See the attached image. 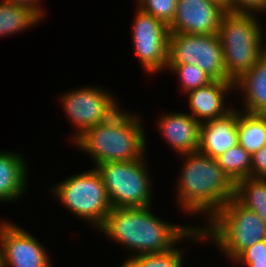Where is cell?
Instances as JSON below:
<instances>
[{
	"instance_id": "30",
	"label": "cell",
	"mask_w": 266,
	"mask_h": 267,
	"mask_svg": "<svg viewBox=\"0 0 266 267\" xmlns=\"http://www.w3.org/2000/svg\"><path fill=\"white\" fill-rule=\"evenodd\" d=\"M261 13H266V10L260 12V14H261ZM263 31H264V30H263V28L261 27V44H262V51H263V54L266 55V44L264 45L265 40H266V38H265L266 33L264 34ZM265 31H266V29H265ZM263 34H264V35H263ZM264 38H265V39H264ZM263 41H264V42H263Z\"/></svg>"
},
{
	"instance_id": "12",
	"label": "cell",
	"mask_w": 266,
	"mask_h": 267,
	"mask_svg": "<svg viewBox=\"0 0 266 267\" xmlns=\"http://www.w3.org/2000/svg\"><path fill=\"white\" fill-rule=\"evenodd\" d=\"M176 6L170 33L218 34L221 18L226 13L209 0H177Z\"/></svg>"
},
{
	"instance_id": "23",
	"label": "cell",
	"mask_w": 266,
	"mask_h": 267,
	"mask_svg": "<svg viewBox=\"0 0 266 267\" xmlns=\"http://www.w3.org/2000/svg\"><path fill=\"white\" fill-rule=\"evenodd\" d=\"M166 69L178 77L180 88L184 93L207 85L212 79L197 65L193 64H167Z\"/></svg>"
},
{
	"instance_id": "22",
	"label": "cell",
	"mask_w": 266,
	"mask_h": 267,
	"mask_svg": "<svg viewBox=\"0 0 266 267\" xmlns=\"http://www.w3.org/2000/svg\"><path fill=\"white\" fill-rule=\"evenodd\" d=\"M183 249L173 247L162 253L131 256L119 267H183Z\"/></svg>"
},
{
	"instance_id": "19",
	"label": "cell",
	"mask_w": 266,
	"mask_h": 267,
	"mask_svg": "<svg viewBox=\"0 0 266 267\" xmlns=\"http://www.w3.org/2000/svg\"><path fill=\"white\" fill-rule=\"evenodd\" d=\"M234 198L266 222V179L243 178L235 183Z\"/></svg>"
},
{
	"instance_id": "20",
	"label": "cell",
	"mask_w": 266,
	"mask_h": 267,
	"mask_svg": "<svg viewBox=\"0 0 266 267\" xmlns=\"http://www.w3.org/2000/svg\"><path fill=\"white\" fill-rule=\"evenodd\" d=\"M30 9L0 0V37L11 36L40 24Z\"/></svg>"
},
{
	"instance_id": "11",
	"label": "cell",
	"mask_w": 266,
	"mask_h": 267,
	"mask_svg": "<svg viewBox=\"0 0 266 267\" xmlns=\"http://www.w3.org/2000/svg\"><path fill=\"white\" fill-rule=\"evenodd\" d=\"M47 252L29 231L9 221L0 223V267H52Z\"/></svg>"
},
{
	"instance_id": "9",
	"label": "cell",
	"mask_w": 266,
	"mask_h": 267,
	"mask_svg": "<svg viewBox=\"0 0 266 267\" xmlns=\"http://www.w3.org/2000/svg\"><path fill=\"white\" fill-rule=\"evenodd\" d=\"M168 64H193L212 80L231 81L225 72L218 34L170 33Z\"/></svg>"
},
{
	"instance_id": "1",
	"label": "cell",
	"mask_w": 266,
	"mask_h": 267,
	"mask_svg": "<svg viewBox=\"0 0 266 267\" xmlns=\"http://www.w3.org/2000/svg\"><path fill=\"white\" fill-rule=\"evenodd\" d=\"M151 208H112L97 231L109 237V240L134 250L130 256L166 252L184 239L204 242L201 225L169 223L155 216Z\"/></svg>"
},
{
	"instance_id": "10",
	"label": "cell",
	"mask_w": 266,
	"mask_h": 267,
	"mask_svg": "<svg viewBox=\"0 0 266 267\" xmlns=\"http://www.w3.org/2000/svg\"><path fill=\"white\" fill-rule=\"evenodd\" d=\"M136 9L132 22L135 54L144 72L160 73L168 64L169 26L139 7Z\"/></svg>"
},
{
	"instance_id": "16",
	"label": "cell",
	"mask_w": 266,
	"mask_h": 267,
	"mask_svg": "<svg viewBox=\"0 0 266 267\" xmlns=\"http://www.w3.org/2000/svg\"><path fill=\"white\" fill-rule=\"evenodd\" d=\"M22 153L0 152V201L14 202L28 189L27 160Z\"/></svg>"
},
{
	"instance_id": "8",
	"label": "cell",
	"mask_w": 266,
	"mask_h": 267,
	"mask_svg": "<svg viewBox=\"0 0 266 267\" xmlns=\"http://www.w3.org/2000/svg\"><path fill=\"white\" fill-rule=\"evenodd\" d=\"M99 87L82 86L71 89L59 97L66 118L75 132L70 140L74 142L86 130L110 119L121 108L114 94ZM75 134V135H74Z\"/></svg>"
},
{
	"instance_id": "31",
	"label": "cell",
	"mask_w": 266,
	"mask_h": 267,
	"mask_svg": "<svg viewBox=\"0 0 266 267\" xmlns=\"http://www.w3.org/2000/svg\"><path fill=\"white\" fill-rule=\"evenodd\" d=\"M248 267H266V260H255Z\"/></svg>"
},
{
	"instance_id": "5",
	"label": "cell",
	"mask_w": 266,
	"mask_h": 267,
	"mask_svg": "<svg viewBox=\"0 0 266 267\" xmlns=\"http://www.w3.org/2000/svg\"><path fill=\"white\" fill-rule=\"evenodd\" d=\"M253 13H225L220 22V39L226 76L233 82L249 71L264 55L261 23Z\"/></svg>"
},
{
	"instance_id": "14",
	"label": "cell",
	"mask_w": 266,
	"mask_h": 267,
	"mask_svg": "<svg viewBox=\"0 0 266 267\" xmlns=\"http://www.w3.org/2000/svg\"><path fill=\"white\" fill-rule=\"evenodd\" d=\"M159 118L156 122L159 133L176 154L198 151L201 123L191 114L168 112Z\"/></svg>"
},
{
	"instance_id": "24",
	"label": "cell",
	"mask_w": 266,
	"mask_h": 267,
	"mask_svg": "<svg viewBox=\"0 0 266 267\" xmlns=\"http://www.w3.org/2000/svg\"><path fill=\"white\" fill-rule=\"evenodd\" d=\"M137 7L151 14L166 25H170L175 17L177 0H136Z\"/></svg>"
},
{
	"instance_id": "15",
	"label": "cell",
	"mask_w": 266,
	"mask_h": 267,
	"mask_svg": "<svg viewBox=\"0 0 266 267\" xmlns=\"http://www.w3.org/2000/svg\"><path fill=\"white\" fill-rule=\"evenodd\" d=\"M238 144V109L225 116L202 122L198 151L216 159Z\"/></svg>"
},
{
	"instance_id": "3",
	"label": "cell",
	"mask_w": 266,
	"mask_h": 267,
	"mask_svg": "<svg viewBox=\"0 0 266 267\" xmlns=\"http://www.w3.org/2000/svg\"><path fill=\"white\" fill-rule=\"evenodd\" d=\"M122 109L107 121L86 130L72 143L90 155L96 166L140 160L146 155V133L140 115Z\"/></svg>"
},
{
	"instance_id": "26",
	"label": "cell",
	"mask_w": 266,
	"mask_h": 267,
	"mask_svg": "<svg viewBox=\"0 0 266 267\" xmlns=\"http://www.w3.org/2000/svg\"><path fill=\"white\" fill-rule=\"evenodd\" d=\"M251 177L266 179V145L252 155Z\"/></svg>"
},
{
	"instance_id": "27",
	"label": "cell",
	"mask_w": 266,
	"mask_h": 267,
	"mask_svg": "<svg viewBox=\"0 0 266 267\" xmlns=\"http://www.w3.org/2000/svg\"><path fill=\"white\" fill-rule=\"evenodd\" d=\"M266 10V0H234L235 13H260Z\"/></svg>"
},
{
	"instance_id": "25",
	"label": "cell",
	"mask_w": 266,
	"mask_h": 267,
	"mask_svg": "<svg viewBox=\"0 0 266 267\" xmlns=\"http://www.w3.org/2000/svg\"><path fill=\"white\" fill-rule=\"evenodd\" d=\"M255 260H266V240L245 249L233 262L248 267Z\"/></svg>"
},
{
	"instance_id": "4",
	"label": "cell",
	"mask_w": 266,
	"mask_h": 267,
	"mask_svg": "<svg viewBox=\"0 0 266 267\" xmlns=\"http://www.w3.org/2000/svg\"><path fill=\"white\" fill-rule=\"evenodd\" d=\"M205 223V242L212 241L231 262L245 249L266 240V222L234 197Z\"/></svg>"
},
{
	"instance_id": "21",
	"label": "cell",
	"mask_w": 266,
	"mask_h": 267,
	"mask_svg": "<svg viewBox=\"0 0 266 267\" xmlns=\"http://www.w3.org/2000/svg\"><path fill=\"white\" fill-rule=\"evenodd\" d=\"M216 160L234 184L238 180L251 177L252 155L239 144L228 149Z\"/></svg>"
},
{
	"instance_id": "6",
	"label": "cell",
	"mask_w": 266,
	"mask_h": 267,
	"mask_svg": "<svg viewBox=\"0 0 266 267\" xmlns=\"http://www.w3.org/2000/svg\"><path fill=\"white\" fill-rule=\"evenodd\" d=\"M50 192L66 210L99 229L112 209L103 180L95 167L52 186Z\"/></svg>"
},
{
	"instance_id": "18",
	"label": "cell",
	"mask_w": 266,
	"mask_h": 267,
	"mask_svg": "<svg viewBox=\"0 0 266 267\" xmlns=\"http://www.w3.org/2000/svg\"><path fill=\"white\" fill-rule=\"evenodd\" d=\"M238 109V144L251 155L266 145V114H249Z\"/></svg>"
},
{
	"instance_id": "7",
	"label": "cell",
	"mask_w": 266,
	"mask_h": 267,
	"mask_svg": "<svg viewBox=\"0 0 266 267\" xmlns=\"http://www.w3.org/2000/svg\"><path fill=\"white\" fill-rule=\"evenodd\" d=\"M145 157L94 166L103 180L112 208L152 206V180Z\"/></svg>"
},
{
	"instance_id": "29",
	"label": "cell",
	"mask_w": 266,
	"mask_h": 267,
	"mask_svg": "<svg viewBox=\"0 0 266 267\" xmlns=\"http://www.w3.org/2000/svg\"><path fill=\"white\" fill-rule=\"evenodd\" d=\"M218 5L222 10L227 12H234V0H209Z\"/></svg>"
},
{
	"instance_id": "28",
	"label": "cell",
	"mask_w": 266,
	"mask_h": 267,
	"mask_svg": "<svg viewBox=\"0 0 266 267\" xmlns=\"http://www.w3.org/2000/svg\"><path fill=\"white\" fill-rule=\"evenodd\" d=\"M9 3H13L15 5H19L30 9L33 13H35L41 20L45 19V12L43 11L42 0H3Z\"/></svg>"
},
{
	"instance_id": "17",
	"label": "cell",
	"mask_w": 266,
	"mask_h": 267,
	"mask_svg": "<svg viewBox=\"0 0 266 267\" xmlns=\"http://www.w3.org/2000/svg\"><path fill=\"white\" fill-rule=\"evenodd\" d=\"M234 90L241 91L243 97L242 112L249 114H266V55L238 80Z\"/></svg>"
},
{
	"instance_id": "2",
	"label": "cell",
	"mask_w": 266,
	"mask_h": 267,
	"mask_svg": "<svg viewBox=\"0 0 266 267\" xmlns=\"http://www.w3.org/2000/svg\"><path fill=\"white\" fill-rule=\"evenodd\" d=\"M180 156L184 165L176 180L177 206L192 216L204 213L209 220L234 197L235 184L216 159L199 151Z\"/></svg>"
},
{
	"instance_id": "13",
	"label": "cell",
	"mask_w": 266,
	"mask_h": 267,
	"mask_svg": "<svg viewBox=\"0 0 266 267\" xmlns=\"http://www.w3.org/2000/svg\"><path fill=\"white\" fill-rule=\"evenodd\" d=\"M234 91L233 81L212 80L207 85L187 92L189 114L200 123L225 116L234 107L225 99ZM226 97V98H225Z\"/></svg>"
}]
</instances>
